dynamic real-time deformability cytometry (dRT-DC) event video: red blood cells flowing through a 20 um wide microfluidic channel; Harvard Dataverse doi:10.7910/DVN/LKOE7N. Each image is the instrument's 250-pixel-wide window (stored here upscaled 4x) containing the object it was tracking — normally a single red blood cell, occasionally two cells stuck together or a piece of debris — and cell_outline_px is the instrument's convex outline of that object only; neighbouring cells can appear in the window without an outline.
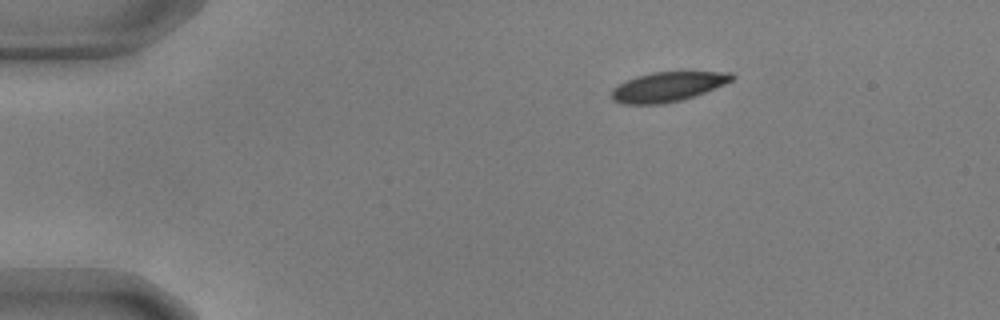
{"species": "common noctule bat (a hibernating species)", "species_latin": "Nyctalus noctula", "temperature_condition": "warm", "stored_images_in_passage": 39, "camera_frame_rate_fps": 3000, "um_per_image_px": 0.085, "animal": {"sex": "male", "body_mass_g": 17.9, "forearm_length_mm": 54.2}, "frame": {"image": 1, "passage_image": 1, "time_ms": 0.0, "image_size_px": [1000, 320], "cell_outline_px": [[736, 76], [732, 80], [724, 84], [704, 92], [680, 100], [660, 104], [624, 104], [612, 100], [608, 96], [612, 88], [636, 76], [652, 72], [732, 72]], "centroid_in_image_um": [56.71, 7.37], "position_along_channel_um": 28.3, "area_um2": 20.63}}
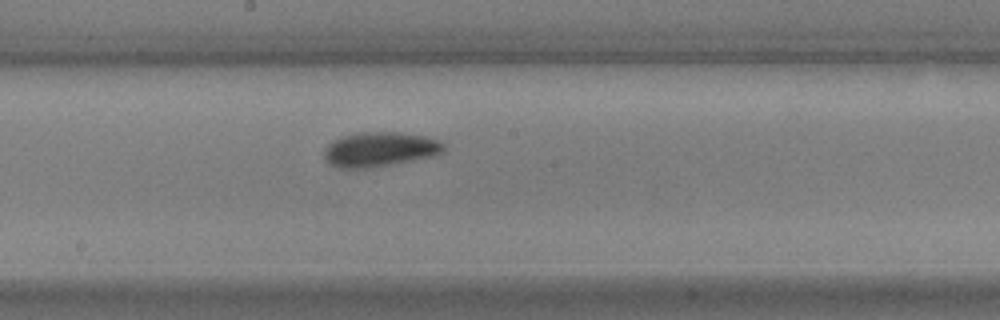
{"frame": {"image": 2, "passage_image": 22, "time_ms": 7.0, "image_size_px": [1000, 320], "cell_outline_px": [[444, 148], [440, 152], [432, 156], [368, 168], [340, 168], [332, 164], [324, 156], [324, 152], [328, 144], [332, 140], [344, 136], [360, 132], [400, 132], [428, 136], [440, 140], [444, 144]], "centroid_in_image_um": [32.29, 12.67], "position_along_channel_um": 215.9, "area_um2": 23.81}}
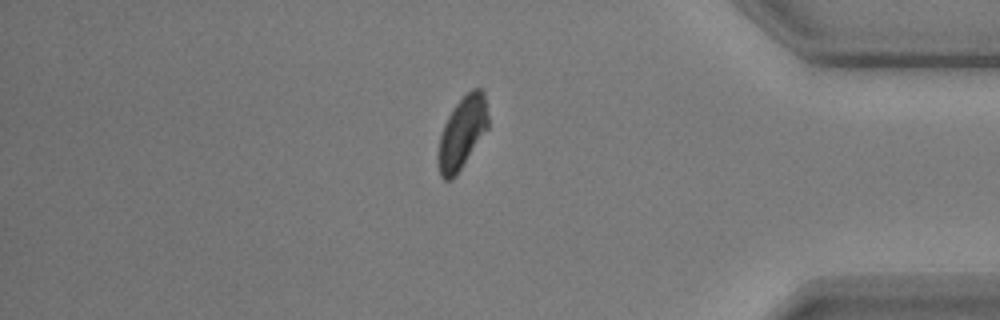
{"frame": {"image": 3, "passage_image": 39, "time_ms": 12.667, "image_size_px": [1000, 320], "cell_outline_px": [[488, 128], [456, 176], [452, 180], [444, 180], [440, 176], [440, 136], [444, 124], [448, 116], [456, 104], [472, 88], [480, 88], [484, 92], [488, 116]], "centroid_in_image_um": [39.32, 11.26], "position_along_channel_um": 395.9, "area_um2": 20.46}, "authors_computed_cell_mechanics": {"area_um2": 22.3108, "velocity_mm_per_s": 3.6331, "shape_relaxation_time_tau1_ms": 2.5792, "shape_relaxation_time_tau2_ms": 3.7186, "deformation_change_tau1": 0.1052, "deformation_change_tau2": 0.0704}}